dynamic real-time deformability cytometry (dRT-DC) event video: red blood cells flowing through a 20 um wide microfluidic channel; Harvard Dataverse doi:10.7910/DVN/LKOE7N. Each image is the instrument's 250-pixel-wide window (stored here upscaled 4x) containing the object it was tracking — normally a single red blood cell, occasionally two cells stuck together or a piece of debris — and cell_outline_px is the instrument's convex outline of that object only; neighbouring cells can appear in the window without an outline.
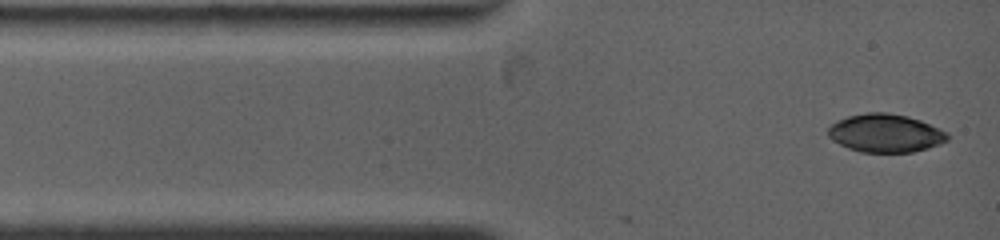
{"species": "common noctule bat (a hibernating species)", "species_latin": "Nyctalus noctula", "temperature_condition": "warm", "stored_images_in_passage": 5, "camera_frame_rate_fps": 4500, "um_per_image_px": 0.085, "animal": {"sex": "female", "body_mass_g": 19.0, "forearm_length_mm": 53.3}, "frame": {"image": 1, "passage_image": 1, "time_ms": 0.0, "image_size_px": [1000, 240], "cell_outline_px": [[948, 140], [940, 144], [928, 148], [912, 152], [860, 152], [848, 148], [832, 140], [828, 136], [828, 128], [836, 120], [848, 116], [868, 112], [888, 112], [908, 116], [920, 120], [940, 128], [948, 132]], "centroid_in_image_um": [75.27, 11.31], "position_along_channel_um": 9.7, "area_um2": 26.76}}
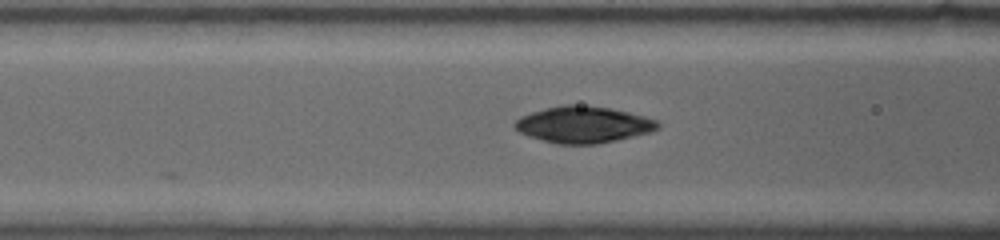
{"frame": {"image": 2, "passage_image": 5, "time_ms": 3.778, "image_size_px": [1000, 240], "cell_outline_px": [[660, 128], [652, 132], [616, 140], [596, 144], [556, 144], [528, 136], [520, 132], [512, 124], [520, 116], [544, 108], [564, 104], [572, 104], [608, 108], [628, 112], [644, 116], [656, 120], [660, 124]], "centroid_in_image_um": [49.57, 10.59], "position_along_channel_um": 117.0, "area_um2": 30.4}}